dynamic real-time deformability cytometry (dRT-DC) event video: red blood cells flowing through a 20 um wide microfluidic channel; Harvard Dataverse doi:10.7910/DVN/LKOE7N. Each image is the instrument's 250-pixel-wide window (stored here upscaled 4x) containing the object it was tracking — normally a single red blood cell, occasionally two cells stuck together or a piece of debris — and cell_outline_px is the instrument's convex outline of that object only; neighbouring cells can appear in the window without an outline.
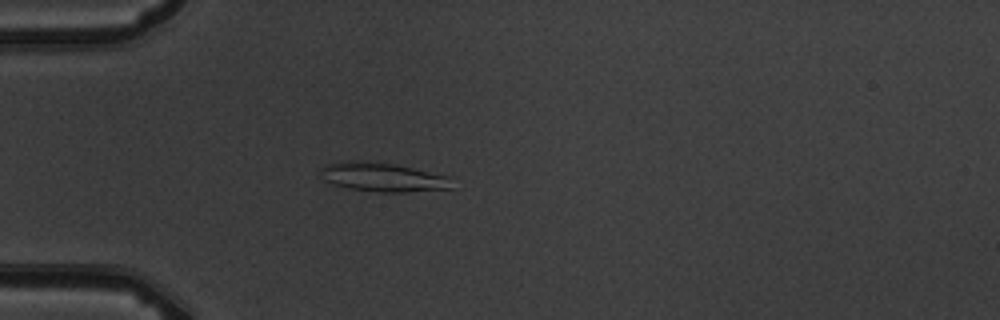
{"species": "common noctule bat (a hibernating species)", "species_latin": "Nyctalus noctula", "temperature_condition": "warm", "stored_images_in_passage": 5, "camera_frame_rate_fps": 3000, "um_per_image_px": 0.085, "animal": {"sex": "male", "body_mass_g": 19.5, "forearm_length_mm": 54.6}, "frame": {"image": 1, "passage_image": 4, "time_ms": 3.333, "image_size_px": [1000, 320], "cell_outline_px": [[452, 188], [404, 192], [380, 192], [348, 188], [332, 184], [324, 180], [320, 172], [324, 164], [344, 160], [352, 160], [396, 164], [452, 176]], "centroid_in_image_um": [32.55, 15.05], "position_along_channel_um": 52.5, "area_um2": 22.43}}